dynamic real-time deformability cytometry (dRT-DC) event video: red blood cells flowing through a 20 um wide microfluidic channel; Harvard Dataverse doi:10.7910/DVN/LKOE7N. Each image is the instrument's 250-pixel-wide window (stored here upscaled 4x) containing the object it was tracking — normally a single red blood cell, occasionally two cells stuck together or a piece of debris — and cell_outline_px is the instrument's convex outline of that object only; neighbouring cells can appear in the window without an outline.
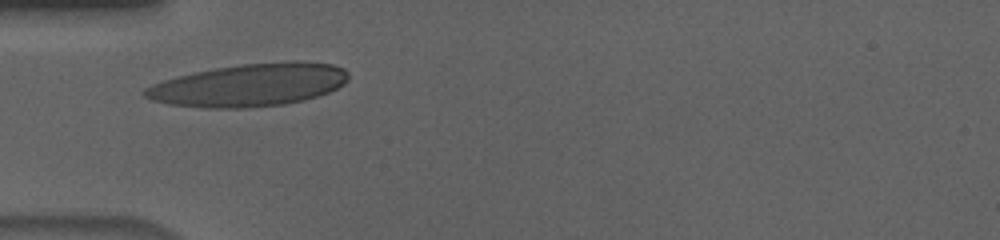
{"species": "human", "species_latin": "Homo sapiens", "temperature_condition": "cold", "stored_images_in_passage": 31, "camera_frame_rate_fps": 3000, "um_per_image_px": 0.085, "donor": {"sex": "male"}, "frame": {"image": 1, "passage_image": 3, "time_ms": 0.667, "image_size_px": [1000, 240], "cell_outline_px": [[348, 80], [344, 84], [328, 92], [304, 100], [284, 104], [248, 108], [204, 108], [168, 104], [152, 100], [144, 96], [140, 92], [144, 88], [152, 84], [164, 80], [192, 72], [216, 68], [244, 64], [288, 60], [292, 60], [332, 64], [344, 68], [348, 72]], "centroid_in_image_um": [21.17, 7.23], "position_along_channel_um": 63.8, "area_um2": 50.92}}
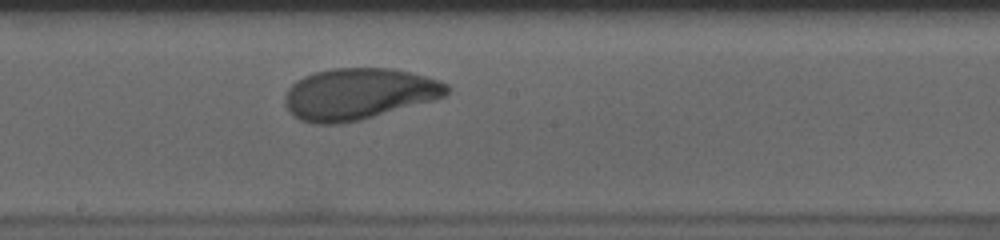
{"frame": {"image": 2, "passage_image": 16, "time_ms": 5.0, "image_size_px": [1000, 240], "cell_outline_px": [[452, 88], [444, 96], [436, 100], [360, 120], [340, 124], [312, 124], [300, 120], [292, 116], [288, 112], [284, 104], [284, 96], [288, 88], [296, 80], [304, 76], [316, 72], [332, 68], [392, 68], [412, 72], [448, 84]], "centroid_in_image_um": [30.46, 7.99], "position_along_channel_um": 217.7, "area_um2": 49.01}}
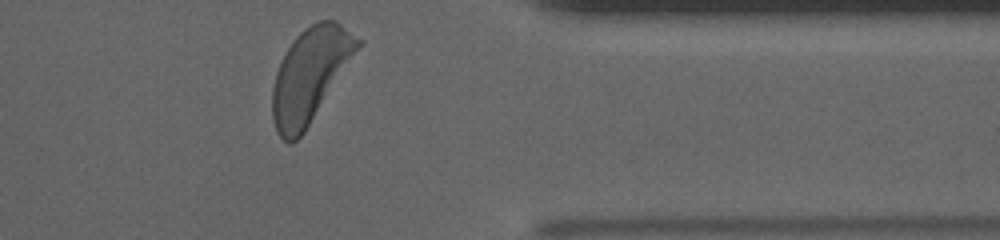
{"frame": {"image": 3, "passage_image": 31, "time_ms": 10.0, "image_size_px": [1000, 240], "cell_outline_px": [[364, 44], [304, 132], [292, 144], [288, 144], [276, 132], [272, 116], [272, 88], [276, 72], [288, 48], [296, 36], [304, 28], [320, 20], [336, 20], [364, 40]], "centroid_in_image_um": [26.4, 6.36], "position_along_channel_um": 385.0, "area_um2": 46.88}, "authors_computed_cell_mechanics": {"area_um2": 47.6272, "velocity_mm_per_s": 3.6009, "shape_relaxation_time_tau1_ms": 3.6615, "shape_relaxation_time_tau2_ms": 2.041, "deformation_change_tau1": 0.1846, "deformation_change_tau2": 0.077}}